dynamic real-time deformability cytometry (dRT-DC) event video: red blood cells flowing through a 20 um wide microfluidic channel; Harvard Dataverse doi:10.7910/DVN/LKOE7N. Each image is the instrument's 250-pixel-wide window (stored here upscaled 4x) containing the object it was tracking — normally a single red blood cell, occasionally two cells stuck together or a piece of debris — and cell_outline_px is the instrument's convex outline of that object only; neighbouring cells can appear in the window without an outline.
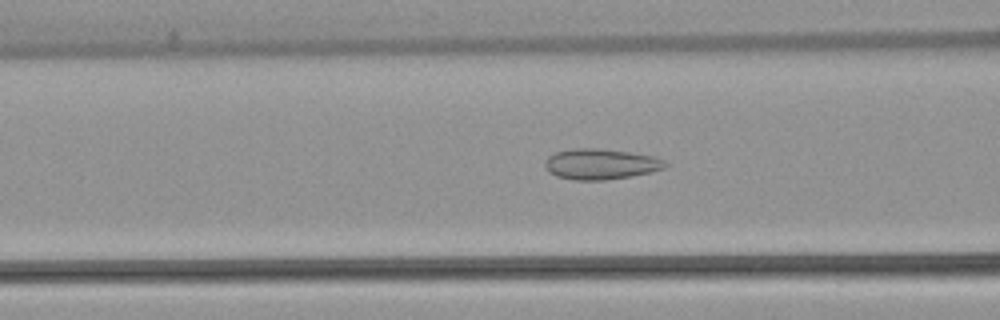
{"species": "common noctule bat (a hibernating species)", "species_latin": "Nyctalus noctula", "temperature_condition": "warm", "stored_images_in_passage": 41, "camera_frame_rate_fps": 3000, "um_per_image_px": 0.085, "animal": {"sex": "female", "body_mass_g": 22.7, "forearm_length_mm": 54.2}, "frame": {"image": 1, "passage_image": 15, "time_ms": 4.667, "image_size_px": [1000, 320], "cell_outline_px": [[668, 164], [664, 168], [652, 172], [604, 180], [572, 180], [556, 176], [548, 172], [544, 168], [544, 164], [548, 156], [556, 152], [572, 148], [596, 148], [628, 152], [652, 156], [664, 160]], "centroid_in_image_um": [51.01, 13.95], "position_along_channel_um": 115.6, "area_um2": 21.44}}
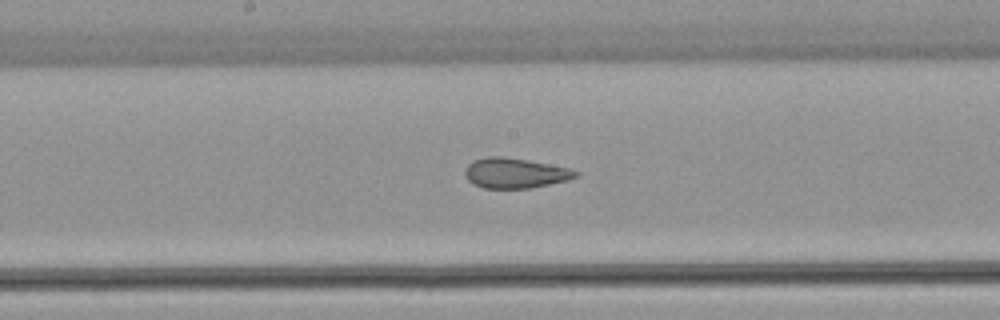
{"frame": {"image": 2, "passage_image": 22, "time_ms": 7.0, "image_size_px": [1000, 320], "cell_outline_px": [[580, 176], [568, 180], [532, 188], [484, 188], [472, 184], [468, 180], [464, 172], [468, 164], [476, 160], [488, 156], [504, 156], [528, 160], [572, 168], [580, 172]], "centroid_in_image_um": [43.83, 14.71], "position_along_channel_um": 204.4, "area_um2": 19.65}}
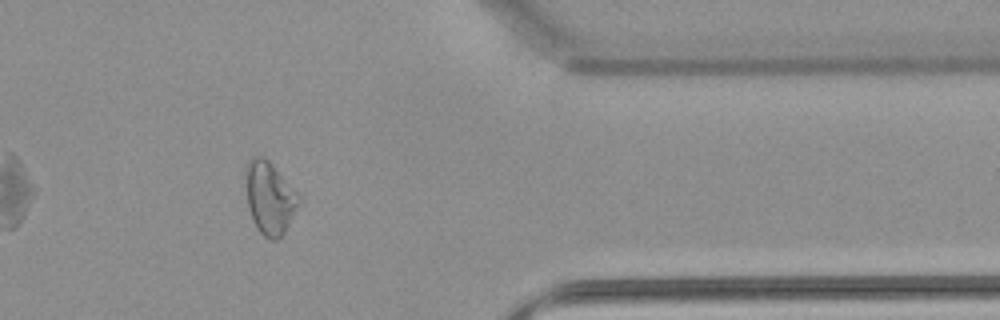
{"frame": {"image": 3, "passage_image": 38, "time_ms": 12.333, "image_size_px": [1000, 320], "cell_outline_px": [[300, 200], [284, 232], [276, 240], [268, 240], [260, 232], [252, 220], [248, 208], [244, 176], [244, 168], [248, 160], [252, 156], [264, 156], [272, 164], [300, 196]], "centroid_in_image_um": [22.86, 16.78], "position_along_channel_um": 388.5, "area_um2": 22.43}}